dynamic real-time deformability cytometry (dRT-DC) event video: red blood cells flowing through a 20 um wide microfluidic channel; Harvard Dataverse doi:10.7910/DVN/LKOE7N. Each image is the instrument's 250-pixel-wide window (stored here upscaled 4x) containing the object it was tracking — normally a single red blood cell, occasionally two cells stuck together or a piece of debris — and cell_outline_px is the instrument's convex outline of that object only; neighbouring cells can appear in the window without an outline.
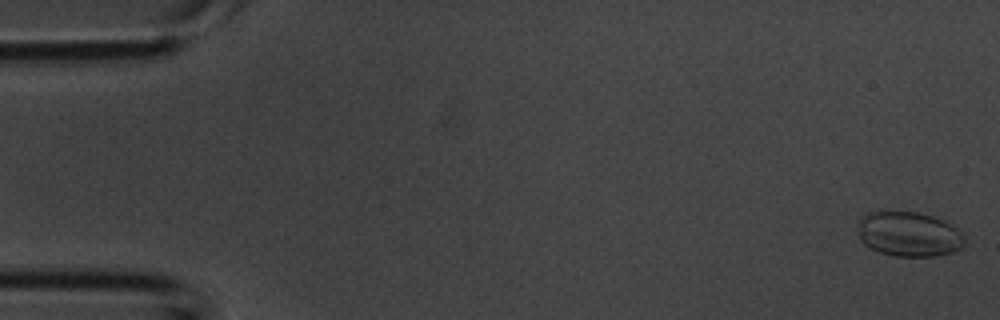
{"species": "common noctule bat (a hibernating species)", "species_latin": "Nyctalus noctula", "temperature_condition": "room temperature", "stored_images_in_passage": 4, "camera_frame_rate_fps": 3000, "um_per_image_px": 0.085, "animal": {"sex": "male", "body_mass_g": 20.1, "forearm_length_mm": 53.5}, "frame": {"image": 1, "passage_image": 1, "time_ms": 0.0, "image_size_px": [1000, 320], "cell_outline_px": [[964, 244], [960, 248], [952, 252], [936, 256], [896, 256], [880, 252], [864, 244], [860, 240], [860, 216], [868, 212], [920, 212], [944, 220], [956, 228], [960, 232], [964, 240]], "centroid_in_image_um": [77.26, 19.9], "position_along_channel_um": 7.7, "area_um2": 27.57}}